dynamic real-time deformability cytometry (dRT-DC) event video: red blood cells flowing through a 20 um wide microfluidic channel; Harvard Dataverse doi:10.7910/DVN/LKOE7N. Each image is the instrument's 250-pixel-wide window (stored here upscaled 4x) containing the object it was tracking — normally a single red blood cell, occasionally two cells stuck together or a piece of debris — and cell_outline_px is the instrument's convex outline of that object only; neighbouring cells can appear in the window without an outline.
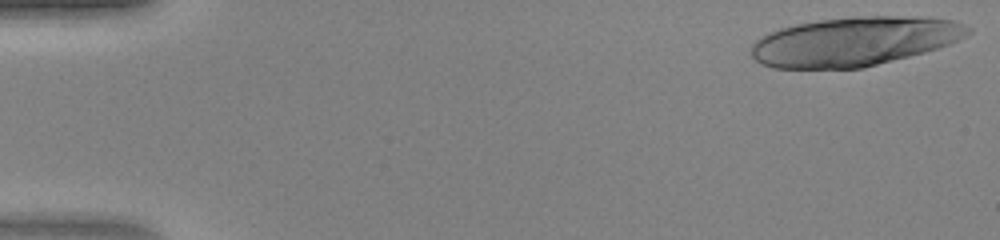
{"species": "human", "species_latin": "Homo sapiens", "temperature_condition": "warm", "stored_images_in_passage": 16, "camera_frame_rate_fps": 3000, "um_per_image_px": 0.085, "donor": {"sex": "female"}, "frame": {"image": 1, "passage_image": 1, "time_ms": 0.0, "image_size_px": [1000, 240], "cell_outline_px": [[972, 32], [948, 44], [924, 52], [864, 68], [776, 68], [760, 64], [752, 56], [752, 44], [756, 40], [780, 28], [796, 24], [820, 20], [852, 16], [924, 16], [956, 20], [972, 28]], "centroid_in_image_um": [72.66, 3.51], "position_along_channel_um": 12.3, "area_um2": 61.9}}